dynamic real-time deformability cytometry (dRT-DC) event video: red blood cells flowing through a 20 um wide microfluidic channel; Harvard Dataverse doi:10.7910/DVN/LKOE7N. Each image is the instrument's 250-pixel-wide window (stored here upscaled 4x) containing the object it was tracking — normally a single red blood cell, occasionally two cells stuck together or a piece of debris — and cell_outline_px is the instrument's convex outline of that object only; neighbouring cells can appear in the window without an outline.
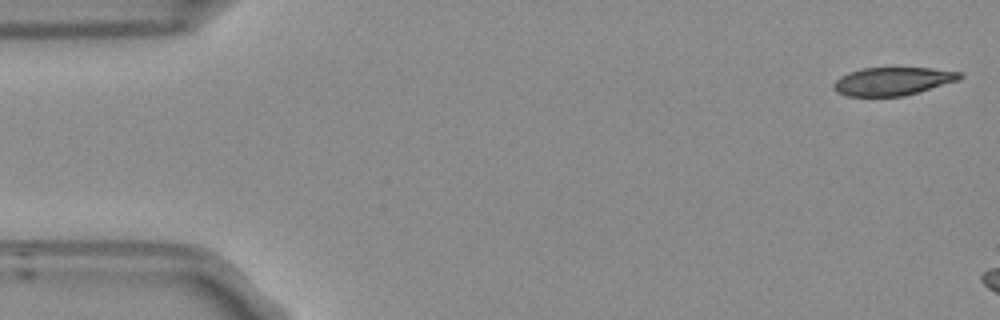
{"species": "Egyptian fruit bat (a non-hibernating species)", "species_latin": "Rousettus aegyptiacus", "temperature_condition": "room temperature", "stored_images_in_passage": 3, "camera_frame_rate_fps": 3000, "um_per_image_px": 0.085, "frame": {"image": 1, "passage_image": 1, "time_ms": 0.0, "image_size_px": [1000, 320], "cell_outline_px": [[964, 76], [960, 80], [904, 96], [848, 96], [836, 92], [832, 88], [832, 84], [840, 76], [848, 72], [864, 68], [932, 68], [960, 72]], "centroid_in_image_um": [75.87, 6.91], "position_along_channel_um": 9.1, "area_um2": 20.75}}